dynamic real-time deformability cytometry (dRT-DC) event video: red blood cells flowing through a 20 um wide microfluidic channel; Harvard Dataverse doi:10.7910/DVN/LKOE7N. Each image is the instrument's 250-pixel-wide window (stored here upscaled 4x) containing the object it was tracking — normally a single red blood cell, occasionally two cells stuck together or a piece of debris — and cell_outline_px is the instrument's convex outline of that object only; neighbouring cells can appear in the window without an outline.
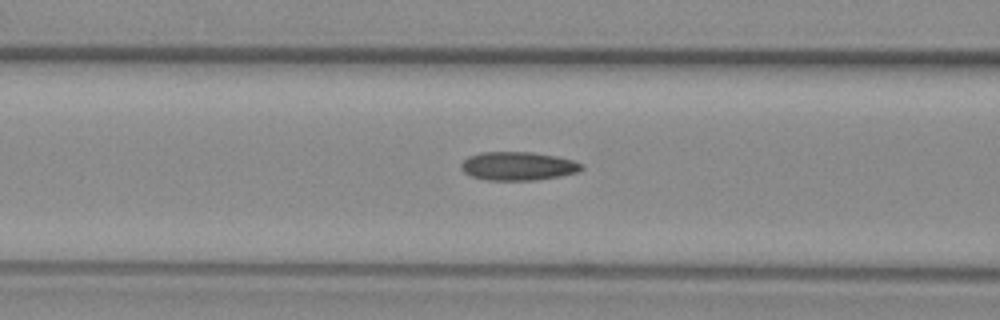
{"species": "common noctule bat (a hibernating species)", "species_latin": "Nyctalus noctula", "temperature_condition": "warm", "stored_images_in_passage": 56, "camera_frame_rate_fps": 3000, "um_per_image_px": 0.085, "animal": {"sex": "female", "body_mass_g": 29.2, "forearm_length_mm": 56.3}, "frame": {"image": 1, "passage_image": 22, "time_ms": 7.0, "image_size_px": [1000, 320], "cell_outline_px": [[584, 168], [580, 172], [560, 176], [536, 180], [488, 180], [472, 176], [464, 172], [460, 168], [460, 164], [468, 156], [480, 152], [532, 152], [556, 156], [572, 160], [584, 164]], "centroid_in_image_um": [44.05, 14.11], "position_along_channel_um": 122.5, "area_um2": 20.17}}
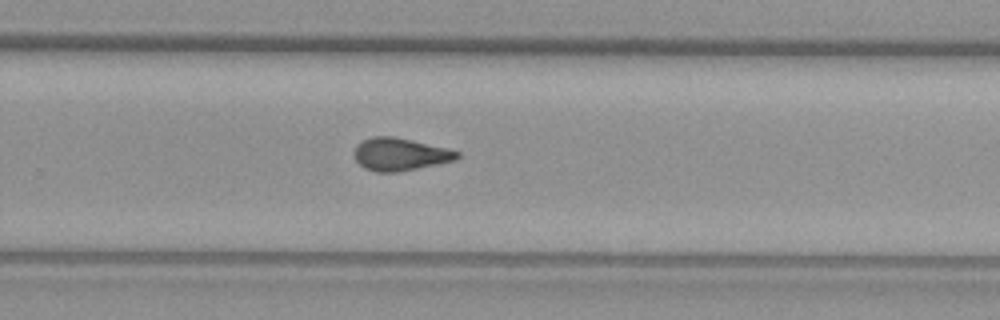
{"frame": {"image": 2, "passage_image": 36, "time_ms": 11.667, "image_size_px": [1000, 320], "cell_outline_px": [[460, 156], [456, 160], [400, 172], [376, 172], [364, 168], [356, 160], [352, 152], [356, 144], [360, 140], [372, 136], [392, 136], [412, 140], [448, 148], [460, 152]], "centroid_in_image_um": [33.97, 13.11], "position_along_channel_um": 295.8, "area_um2": 19.88}}
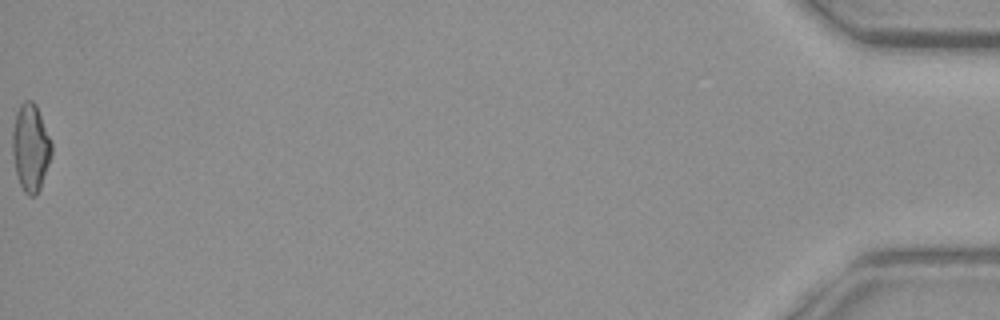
{"frame": {"image": 3, "passage_image": 56, "time_ms": 18.333, "image_size_px": [1000, 320], "cell_outline_px": [[52, 152], [40, 188], [36, 196], [28, 196], [24, 192], [20, 184], [16, 172], [12, 152], [12, 132], [16, 112], [20, 104], [24, 100], [32, 100], [36, 104], [52, 140]], "centroid_in_image_um": [2.6, 12.51], "position_along_channel_um": 432.6, "area_um2": 20.06}, "authors_computed_cell_mechanics": {"area_um2": 19.4786, "velocity_mm_per_s": 3.7172, "shape_relaxation_time_tau1_ms": null, "shape_relaxation_time_tau2_ms": 2.8013, "deformation_change_tau1": null, "deformation_change_tau2": 0.1077}}